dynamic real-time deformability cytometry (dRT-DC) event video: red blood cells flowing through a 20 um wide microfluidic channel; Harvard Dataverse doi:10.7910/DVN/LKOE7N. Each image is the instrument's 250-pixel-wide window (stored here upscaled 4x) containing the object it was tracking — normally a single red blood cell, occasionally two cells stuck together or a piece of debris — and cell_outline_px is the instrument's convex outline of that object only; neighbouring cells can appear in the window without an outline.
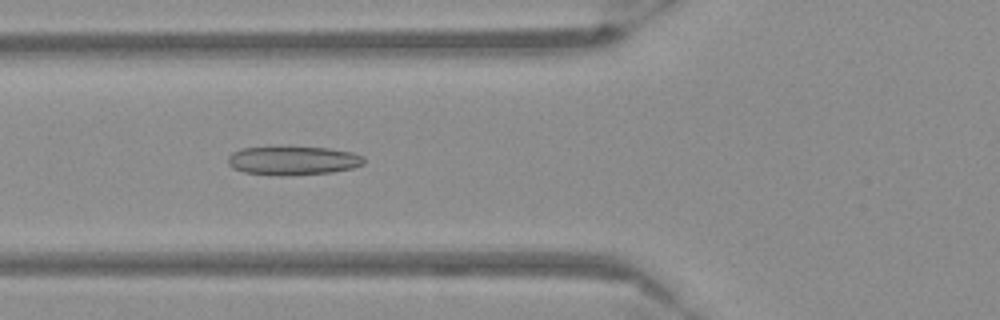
{"species": "Egyptian fruit bat (a non-hibernating species)", "species_latin": "Rousettus aegyptiacus", "temperature_condition": "warm", "stored_images_in_passage": 47, "camera_frame_rate_fps": 3000, "um_per_image_px": 0.085, "frame": {"image": 1, "passage_image": 16, "time_ms": 5.0, "image_size_px": [1000, 320], "cell_outline_px": [[364, 164], [352, 168], [332, 172], [284, 176], [276, 176], [244, 172], [232, 168], [228, 164], [228, 156], [232, 152], [240, 148], [328, 148], [352, 152], [364, 156]], "centroid_in_image_um": [24.89, 13.67], "position_along_channel_um": 100.9, "area_um2": 22.66}}
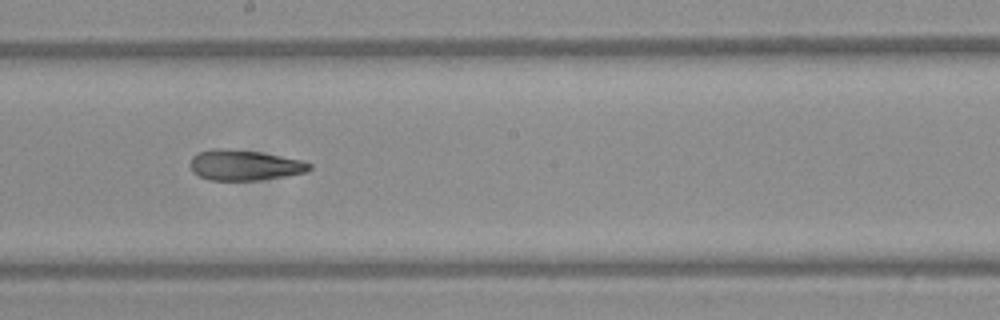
{"frame": {"image": 2, "passage_image": 26, "time_ms": 8.333, "image_size_px": [1000, 320], "cell_outline_px": [[312, 168], [308, 172], [260, 180], [208, 180], [192, 172], [192, 156], [196, 152], [212, 148], [220, 148], [260, 152], [304, 160], [312, 164]], "centroid_in_image_um": [20.81, 14.03], "position_along_channel_um": 227.4, "area_um2": 21.27}}
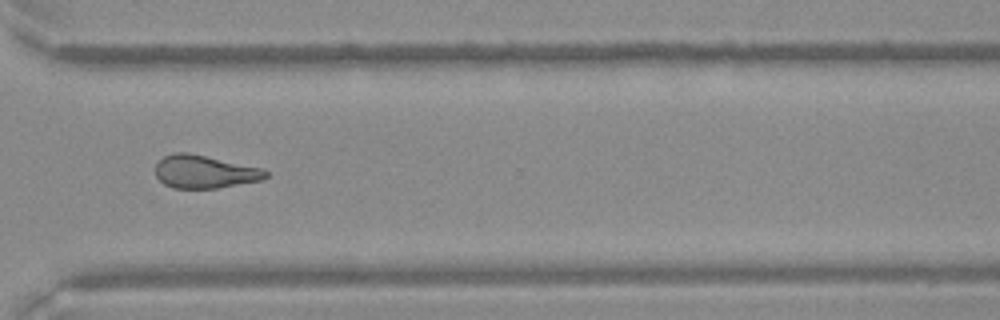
{"frame": {"image": 3, "passage_image": 36, "time_ms": 11.667, "image_size_px": [1000, 320], "cell_outline_px": [[268, 176], [264, 180], [216, 188], [172, 188], [164, 184], [156, 176], [156, 164], [164, 156], [176, 152], [188, 152], [260, 168], [268, 172]], "centroid_in_image_um": [17.38, 14.6], "position_along_channel_um": 353.2, "area_um2": 21.04}}